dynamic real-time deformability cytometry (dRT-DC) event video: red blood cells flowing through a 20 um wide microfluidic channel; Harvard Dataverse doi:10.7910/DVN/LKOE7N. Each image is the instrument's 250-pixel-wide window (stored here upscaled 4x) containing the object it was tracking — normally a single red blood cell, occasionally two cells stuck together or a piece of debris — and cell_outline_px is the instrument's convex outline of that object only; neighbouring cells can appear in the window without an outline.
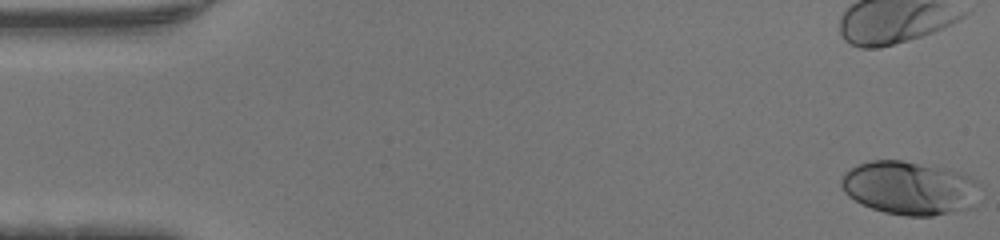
{"species": "human", "species_latin": "Homo sapiens", "temperature_condition": "warm", "stored_images_in_passage": 13, "camera_frame_rate_fps": 3000, "um_per_image_px": 0.085, "donor": {"sex": "male"}, "frame": {"image": 1, "passage_image": 1, "time_ms": 0.0, "image_size_px": [1000, 240], "cell_outline_px": [[976, 208], [932, 216], [908, 216], [884, 212], [872, 208], [848, 196], [844, 192], [840, 184], [840, 180], [844, 172], [856, 164], [872, 160], [900, 160], [948, 168], [968, 176], [976, 180]], "centroid_in_image_um": [77.3, 15.98], "position_along_channel_um": 7.7, "area_um2": 43.47}}